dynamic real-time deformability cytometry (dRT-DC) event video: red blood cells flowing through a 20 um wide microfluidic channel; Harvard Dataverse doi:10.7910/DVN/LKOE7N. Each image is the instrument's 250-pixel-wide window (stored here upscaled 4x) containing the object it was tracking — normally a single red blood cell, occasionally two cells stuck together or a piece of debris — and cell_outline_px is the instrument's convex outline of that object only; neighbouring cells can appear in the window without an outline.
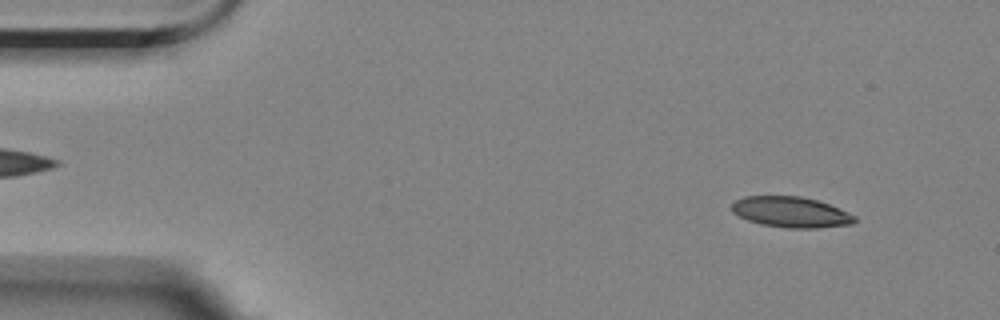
{"species": "Egyptian fruit bat (a non-hibernating species)", "species_latin": "Rousettus aegyptiacus", "temperature_condition": "room temperature", "stored_images_in_passage": 3, "camera_frame_rate_fps": 3000, "um_per_image_px": 0.085, "animal": {"sex": "female"}, "frame": {"image": 1, "passage_image": 1, "time_ms": 0.0, "image_size_px": [1000, 320], "cell_outline_px": [[856, 220], [852, 224], [816, 228], [784, 228], [760, 224], [748, 220], [732, 212], [732, 204], [736, 200], [744, 196], [800, 196], [816, 200], [828, 204], [848, 212], [856, 216]], "centroid_in_image_um": [67.22, 18.03], "position_along_channel_um": 17.8, "area_um2": 21.91}}
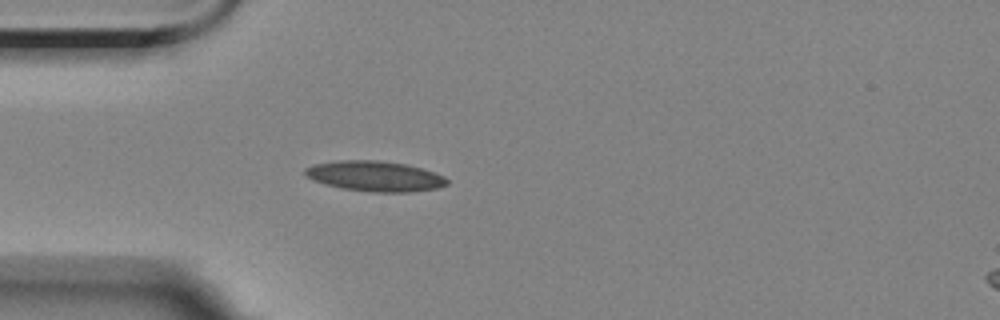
{"frame": {"image": 2, "passage_image": 3, "time_ms": 3.333, "image_size_px": [1000, 320], "cell_outline_px": [[448, 184], [436, 188], [412, 192], [372, 192], [344, 188], [312, 180], [304, 172], [304, 168], [312, 164], [340, 160], [376, 160], [404, 164], [420, 168], [444, 176], [448, 180]], "centroid_in_image_um": [31.86, 14.97], "position_along_channel_um": 53.1, "area_um2": 24.8}}